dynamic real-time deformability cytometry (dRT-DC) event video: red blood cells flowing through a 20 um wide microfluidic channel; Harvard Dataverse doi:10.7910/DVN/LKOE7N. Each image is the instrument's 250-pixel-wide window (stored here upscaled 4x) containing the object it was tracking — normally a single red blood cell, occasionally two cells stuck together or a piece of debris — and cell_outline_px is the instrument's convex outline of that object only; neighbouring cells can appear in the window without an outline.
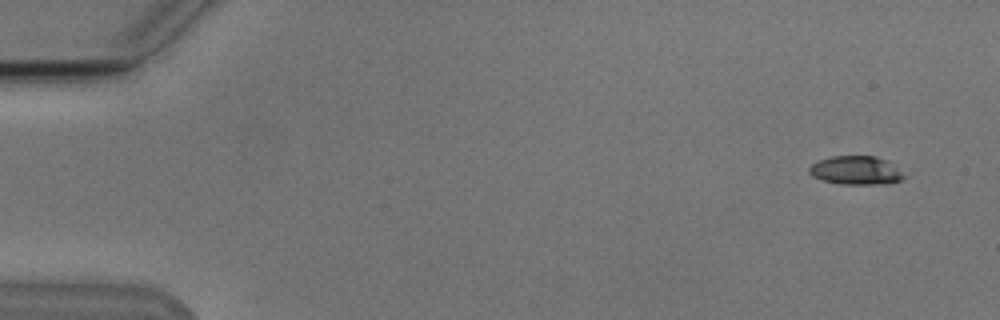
{"species": "Egyptian fruit bat (a non-hibernating species)", "species_latin": "Rousettus aegyptiacus", "temperature_condition": "cold", "stored_images_in_passage": 5, "camera_frame_rate_fps": 3000, "um_per_image_px": 0.085, "animal": {"sex": "male"}, "frame": {"image": 1, "passage_image": 1, "time_ms": 0.0, "image_size_px": [1000, 320], "cell_outline_px": [[908, 176], [900, 180], [888, 184], [840, 184], [824, 180], [812, 176], [808, 172], [808, 168], [816, 160], [832, 156], [876, 156], [884, 160]], "centroid_in_image_um": [72.72, 14.49], "position_along_channel_um": 12.3, "area_um2": 15.78}}